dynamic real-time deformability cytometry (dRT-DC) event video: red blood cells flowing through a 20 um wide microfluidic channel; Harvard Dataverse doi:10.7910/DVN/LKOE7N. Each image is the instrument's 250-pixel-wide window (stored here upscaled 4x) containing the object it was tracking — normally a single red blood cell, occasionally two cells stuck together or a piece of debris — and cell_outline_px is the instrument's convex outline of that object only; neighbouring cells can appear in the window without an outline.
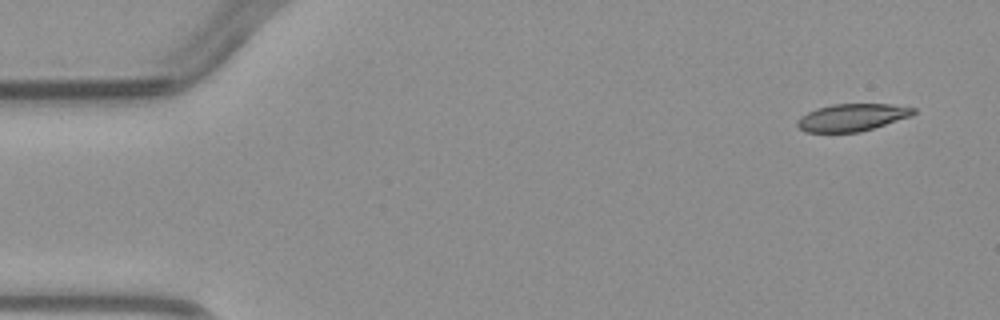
{"species": "common noctule bat (a hibernating species)", "species_latin": "Nyctalus noctula", "temperature_condition": "warm", "stored_images_in_passage": 4, "camera_frame_rate_fps": 3000, "um_per_image_px": 0.085, "animal": {"sex": "male", "body_mass_g": 23.1, "forearm_length_mm": 52.7}, "frame": {"image": 1, "passage_image": 1, "time_ms": 0.0, "image_size_px": [1000, 320], "cell_outline_px": [[916, 112], [912, 116], [860, 132], [804, 132], [796, 124], [796, 120], [800, 116], [816, 108], [832, 104], [892, 104], [916, 108]], "centroid_in_image_um": [72.42, 9.97], "position_along_channel_um": 12.6, "area_um2": 18.61}}
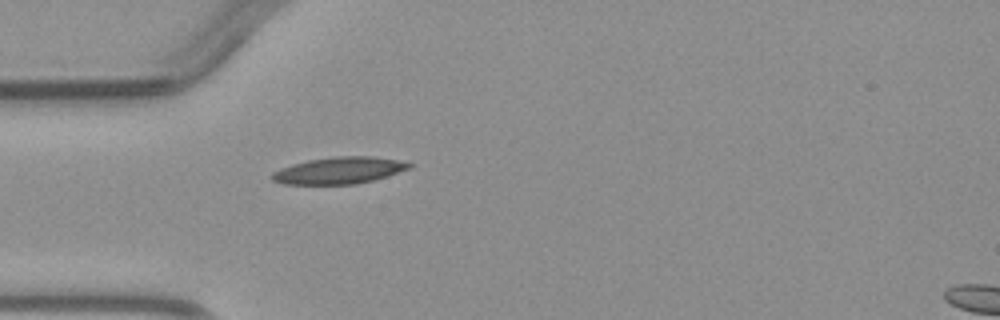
{"frame": {"image": 2, "passage_image": 4, "time_ms": 3.667, "image_size_px": [1000, 320], "cell_outline_px": [[416, 164], [412, 168], [372, 180], [356, 184], [284, 184], [272, 180], [272, 172], [280, 168], [292, 164], [308, 160], [336, 156], [372, 156], [396, 160]], "centroid_in_image_um": [28.83, 14.48], "position_along_channel_um": 56.2, "area_um2": 21.33}}